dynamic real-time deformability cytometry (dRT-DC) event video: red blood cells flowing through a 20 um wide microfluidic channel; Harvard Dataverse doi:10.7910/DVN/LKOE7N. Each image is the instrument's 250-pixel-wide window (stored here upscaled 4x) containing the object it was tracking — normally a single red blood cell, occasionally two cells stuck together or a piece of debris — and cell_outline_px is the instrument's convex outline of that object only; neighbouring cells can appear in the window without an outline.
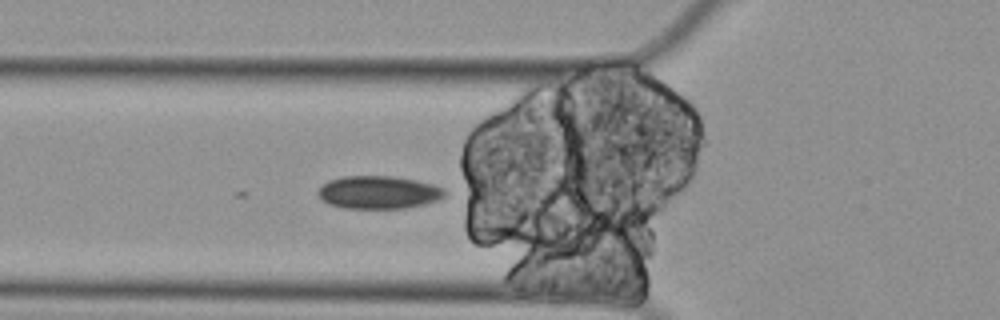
{"species": "Egyptian fruit bat (a non-hibernating species)", "species_latin": "Rousettus aegyptiacus", "temperature_condition": "cold", "stored_images_in_passage": 5, "camera_frame_rate_fps": 3000, "um_per_image_px": 0.085, "animal": {"sex": "female"}, "frame": {"image": 1, "passage_image": 5, "time_ms": 1.333, "image_size_px": [1000, 320], "cell_outline_px": [[448, 192], [440, 200], [424, 204], [404, 208], [344, 208], [328, 204], [320, 200], [316, 192], [328, 180], [344, 176], [392, 176], [416, 180], [432, 184], [444, 188]], "centroid_in_image_um": [32.18, 16.35], "position_along_channel_um": 93.6, "area_um2": 24.51}}